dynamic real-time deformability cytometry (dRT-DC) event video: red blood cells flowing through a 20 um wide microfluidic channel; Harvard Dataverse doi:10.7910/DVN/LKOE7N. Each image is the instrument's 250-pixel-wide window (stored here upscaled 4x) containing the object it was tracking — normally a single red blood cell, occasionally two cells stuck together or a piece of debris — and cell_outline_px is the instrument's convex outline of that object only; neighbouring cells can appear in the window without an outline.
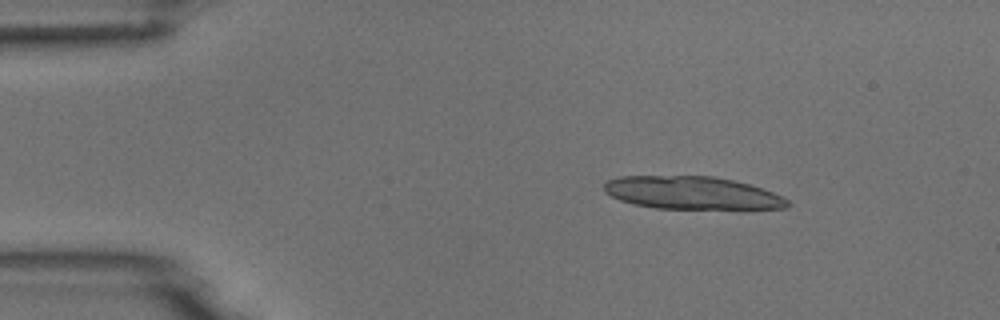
{"species": "common noctule bat (a hibernating species)", "species_latin": "Nyctalus noctula", "temperature_condition": "room temperature", "stored_images_in_passage": 3, "camera_frame_rate_fps": 3000, "um_per_image_px": 0.085, "animal": {"sex": "male", "body_mass_g": 18.8}, "frame": {"image": 1, "passage_image": 1, "time_ms": 0.0, "image_size_px": [1000, 320], "cell_outline_px": [[792, 204], [788, 208], [656, 208], [636, 204], [620, 200], [604, 192], [604, 184], [608, 180], [620, 176], [716, 176], [748, 184], [772, 192], [788, 200]], "centroid_in_image_um": [58.8, 16.38], "position_along_channel_um": 26.2, "area_um2": 34.62}}